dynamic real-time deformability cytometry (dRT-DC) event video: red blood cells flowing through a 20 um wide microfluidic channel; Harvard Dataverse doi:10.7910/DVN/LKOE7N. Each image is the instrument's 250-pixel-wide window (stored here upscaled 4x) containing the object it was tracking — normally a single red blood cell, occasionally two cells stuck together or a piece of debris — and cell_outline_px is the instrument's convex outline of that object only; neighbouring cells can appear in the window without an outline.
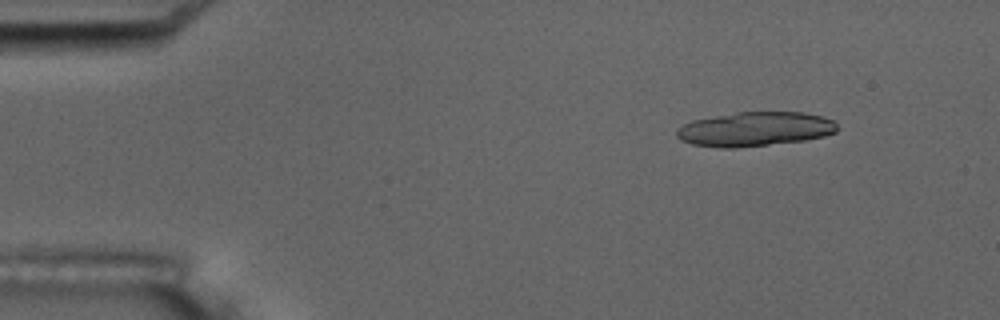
{"species": "common noctule bat (a hibernating species)", "species_latin": "Nyctalus noctula", "temperature_condition": "room temperature", "stored_images_in_passage": 5, "camera_frame_rate_fps": 3000, "um_per_image_px": 0.085, "animal": {"sex": "male", "body_mass_g": 17.5, "forearm_length_mm": 52.3}, "frame": {"image": 1, "passage_image": 2, "time_ms": 1.333, "image_size_px": [1000, 320], "cell_outline_px": [[836, 132], [824, 136], [804, 140], [736, 148], [720, 148], [692, 144], [680, 140], [676, 136], [676, 128], [692, 120], [736, 112], [804, 112], [824, 116], [832, 120], [836, 124]], "centroid_in_image_um": [64.14, 10.97], "position_along_channel_um": 20.9, "area_um2": 32.19}}